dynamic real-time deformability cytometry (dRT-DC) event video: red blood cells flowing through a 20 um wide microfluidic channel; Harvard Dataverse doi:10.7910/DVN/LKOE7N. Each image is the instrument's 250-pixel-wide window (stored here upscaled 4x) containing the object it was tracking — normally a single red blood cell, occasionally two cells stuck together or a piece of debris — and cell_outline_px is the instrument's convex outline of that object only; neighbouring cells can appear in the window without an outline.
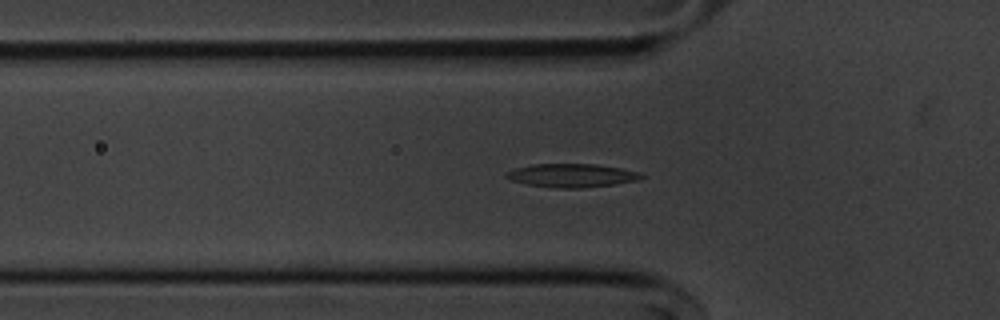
{"species": "common noctule bat (a hibernating species)", "species_latin": "Nyctalus noctula", "temperature_condition": "cold", "stored_images_in_passage": 42, "segment_of_instrument_passage": [1, 2], "camera_frame_rate_fps": 3000, "um_per_image_px": 0.085, "animal": {"sex": "male", "body_mass_g": 20.1, "forearm_length_mm": 53.5}, "frame": {"image": 1, "passage_image": 4, "time_ms": 1.0, "image_size_px": [1000, 320], "cell_outline_px": [[644, 176], [636, 180], [616, 184], [580, 188], [556, 188], [528, 184], [512, 180], [504, 176], [504, 172], [516, 168], [532, 164], [596, 164], [620, 168], [636, 172]], "centroid_in_image_um": [48.55, 14.91], "position_along_channel_um": 77.3, "area_um2": 18.26}}
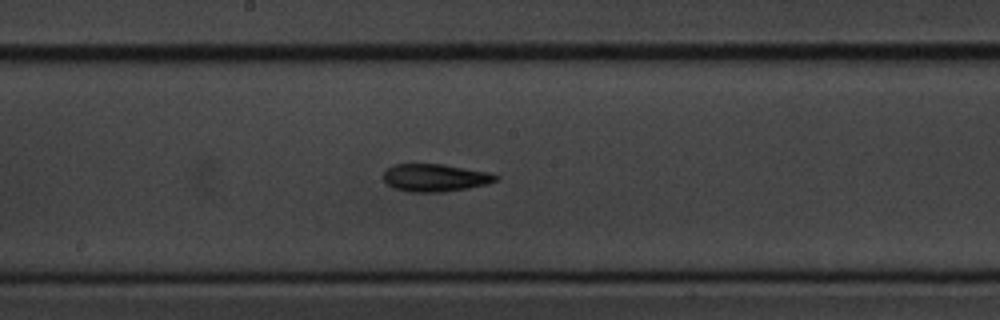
{"frame": {"image": 2, "passage_image": 15, "time_ms": 4.667, "image_size_px": [1000, 320], "cell_outline_px": [[500, 176], [496, 180], [488, 184], [468, 188], [444, 192], [408, 192], [392, 188], [384, 180], [384, 172], [388, 168], [396, 164], [444, 164], [488, 172]], "centroid_in_image_um": [36.99, 15.11], "position_along_channel_um": 211.2, "area_um2": 18.15}}
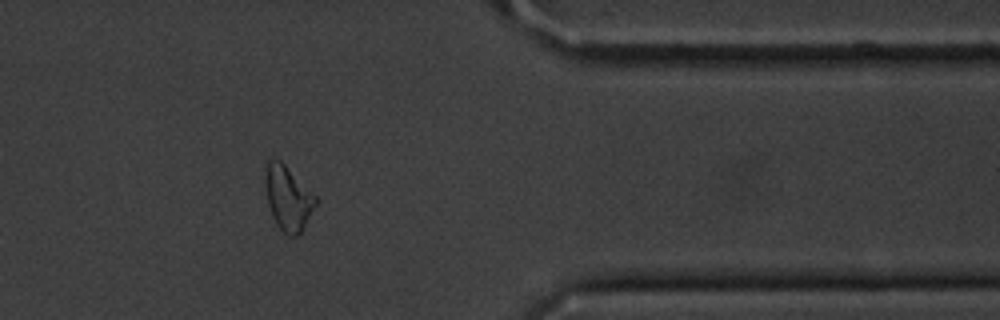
{"frame": {"image": 3, "passage_image": 31, "time_ms": 10.0, "image_size_px": [1000, 320], "cell_outline_px": [[316, 204], [300, 232], [296, 236], [288, 236], [276, 224], [272, 216], [268, 204], [264, 184], [264, 172], [268, 160], [272, 156], [276, 156], [316, 196]], "centroid_in_image_um": [24.42, 16.78], "position_along_channel_um": 387.0, "area_um2": 18.84}}